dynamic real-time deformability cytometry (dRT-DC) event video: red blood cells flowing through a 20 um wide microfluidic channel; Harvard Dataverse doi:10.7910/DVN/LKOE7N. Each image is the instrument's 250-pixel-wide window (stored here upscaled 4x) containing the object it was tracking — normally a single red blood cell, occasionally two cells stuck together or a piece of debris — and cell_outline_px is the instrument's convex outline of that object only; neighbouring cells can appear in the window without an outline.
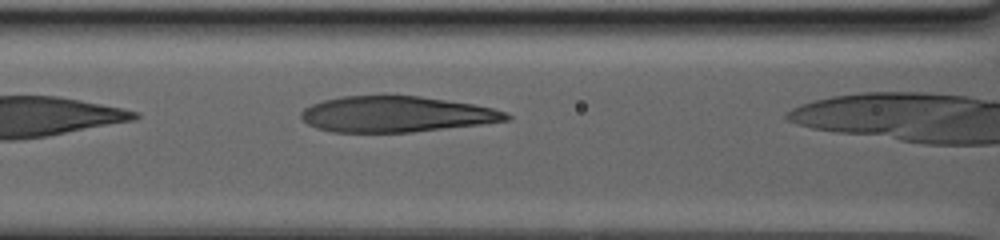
{"species": "human", "species_latin": "Homo sapiens", "temperature_condition": "warm", "stored_images_in_passage": 4, "camera_frame_rate_fps": 3000, "um_per_image_px": 0.085, "donor": {"sex": "male"}, "frame": {"image": 1, "passage_image": 3, "time_ms": 1.667, "image_size_px": [1000, 240], "cell_outline_px": [[512, 120], [480, 124], [412, 132], [332, 132], [316, 128], [308, 124], [300, 116], [300, 112], [304, 108], [312, 104], [324, 100], [344, 96], [420, 96], [472, 104], [492, 108], [504, 112], [512, 116]], "centroid_in_image_um": [33.67, 9.71], "position_along_channel_um": 132.9, "area_um2": 42.6}}